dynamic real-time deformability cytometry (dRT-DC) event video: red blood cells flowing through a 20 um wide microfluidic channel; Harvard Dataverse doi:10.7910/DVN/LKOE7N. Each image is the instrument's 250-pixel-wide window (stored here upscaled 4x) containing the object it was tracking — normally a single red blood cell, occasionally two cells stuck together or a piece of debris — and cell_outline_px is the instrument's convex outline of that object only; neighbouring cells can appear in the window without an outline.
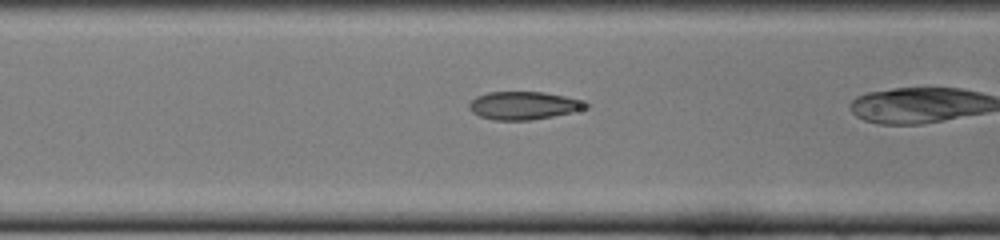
{"species": "common noctule bat (a hibernating species)", "species_latin": "Nyctalus noctula", "temperature_condition": "cold", "stored_images_in_passage": 18, "camera_frame_rate_fps": 3000, "um_per_image_px": 0.085, "animal": {"sex": "female", "body_mass_g": 22.0, "forearm_length_mm": 56.7}, "frame": {"image": 1, "passage_image": 16, "time_ms": 5.0, "image_size_px": [1000, 240], "cell_outline_px": [[592, 104], [588, 108], [572, 112], [532, 120], [492, 120], [480, 116], [472, 112], [468, 108], [468, 104], [476, 96], [488, 92], [544, 92], [564, 96]], "centroid_in_image_um": [44.49, 8.97], "position_along_channel_um": 122.1, "area_um2": 19.02}}